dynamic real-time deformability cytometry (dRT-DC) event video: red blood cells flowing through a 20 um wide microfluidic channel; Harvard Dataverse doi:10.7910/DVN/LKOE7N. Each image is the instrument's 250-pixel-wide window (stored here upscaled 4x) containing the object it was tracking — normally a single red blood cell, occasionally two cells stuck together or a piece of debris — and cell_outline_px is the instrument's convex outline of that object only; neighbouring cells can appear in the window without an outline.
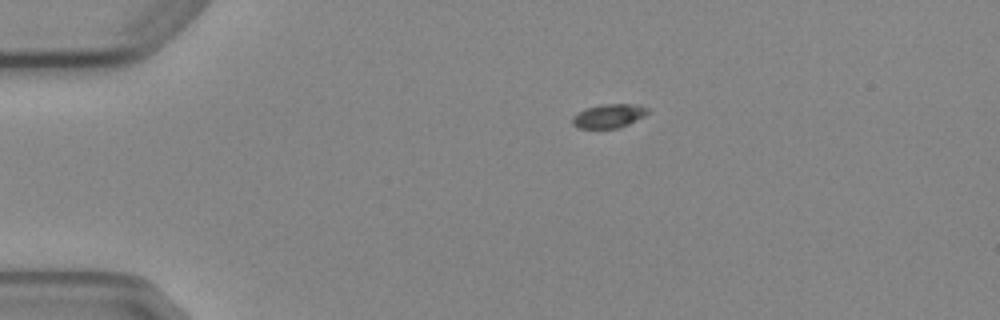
{"species": "Egyptian fruit bat (a non-hibernating species)", "species_latin": "Rousettus aegyptiacus", "temperature_condition": "cold", "stored_images_in_passage": 3, "camera_frame_rate_fps": 3000, "um_per_image_px": 0.085, "animal": {"sex": "female"}, "frame": {"image": 1, "passage_image": 1, "time_ms": 0.0, "image_size_px": [1000, 320], "cell_outline_px": [[648, 112], [644, 116], [620, 128], [580, 128], [572, 124], [572, 116], [588, 108], [600, 104], [636, 104], [648, 108]], "centroid_in_image_um": [51.76, 9.85], "position_along_channel_um": 33.2, "area_um2": 10.35}}
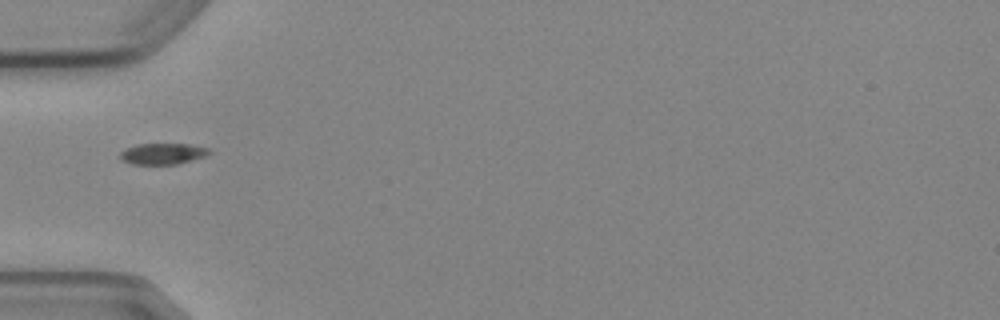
{"frame": {"image": 2, "passage_image": 3, "time_ms": 2.333, "image_size_px": [1000, 320], "cell_outline_px": [[212, 152], [204, 156], [176, 164], [132, 164], [120, 160], [120, 152], [124, 148], [136, 144], [188, 144], [208, 148]], "centroid_in_image_um": [13.77, 13.06], "position_along_channel_um": 71.2, "area_um2": 10.92}}